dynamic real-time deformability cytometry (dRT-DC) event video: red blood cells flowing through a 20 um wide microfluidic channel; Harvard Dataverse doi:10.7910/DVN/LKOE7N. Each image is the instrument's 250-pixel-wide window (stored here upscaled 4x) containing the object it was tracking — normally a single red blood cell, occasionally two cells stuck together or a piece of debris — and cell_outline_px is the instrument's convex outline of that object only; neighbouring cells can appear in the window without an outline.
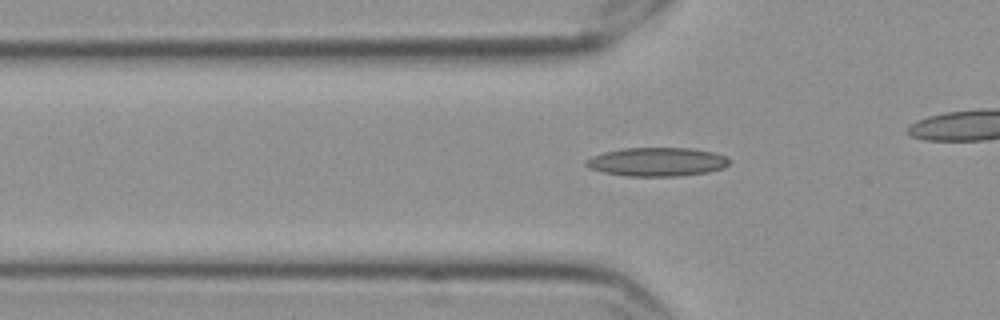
{"species": "Egyptian fruit bat (a non-hibernating species)", "species_latin": "Rousettus aegyptiacus", "temperature_condition": "cold", "stored_images_in_passage": 46, "camera_frame_rate_fps": 3000, "um_per_image_px": 0.085, "frame": {"image": 1, "passage_image": 19, "time_ms": 6.0, "image_size_px": [1000, 320], "cell_outline_px": [[728, 164], [724, 168], [708, 172], [680, 176], [624, 176], [604, 172], [588, 168], [584, 164], [584, 160], [592, 156], [604, 152], [624, 148], [692, 148], [712, 152], [724, 156], [728, 160]], "centroid_in_image_um": [55.8, 13.76], "position_along_channel_um": 70.0, "area_um2": 23.99}}
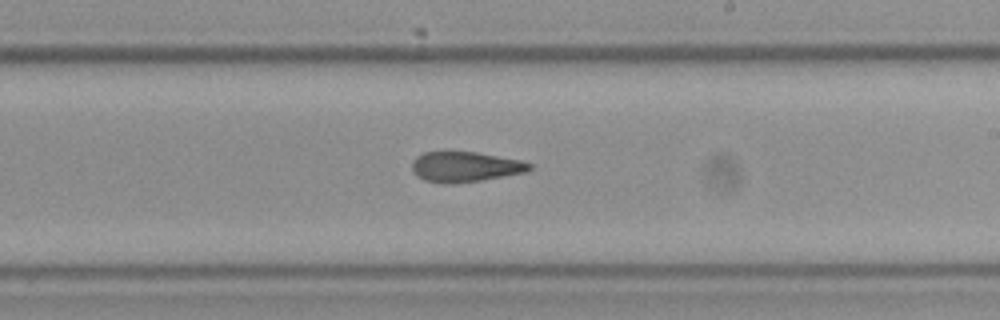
{"frame": {"image": 2, "passage_image": 34, "time_ms": 11.0, "image_size_px": [1000, 320], "cell_outline_px": [[532, 168], [528, 172], [480, 180], [452, 184], [444, 184], [424, 180], [412, 168], [412, 160], [416, 156], [424, 152], [476, 152], [520, 160], [532, 164]], "centroid_in_image_um": [39.56, 14.18], "position_along_channel_um": 249.4, "area_um2": 20.58}}
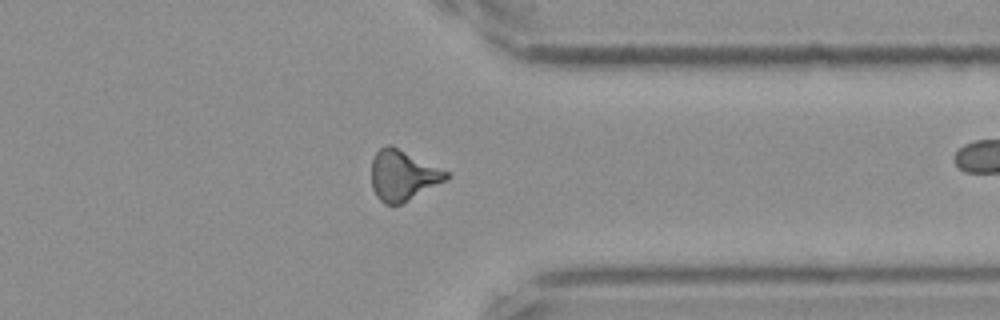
{"frame": {"image": 3, "passage_image": 45, "time_ms": 14.667, "image_size_px": [1000, 320], "cell_outline_px": [[452, 176], [408, 200], [400, 204], [384, 204], [376, 196], [372, 188], [372, 160], [376, 152], [380, 148], [388, 144], [392, 144], [448, 172]], "centroid_in_image_um": [34.21, 14.88], "position_along_channel_um": 377.2, "area_um2": 21.73}}